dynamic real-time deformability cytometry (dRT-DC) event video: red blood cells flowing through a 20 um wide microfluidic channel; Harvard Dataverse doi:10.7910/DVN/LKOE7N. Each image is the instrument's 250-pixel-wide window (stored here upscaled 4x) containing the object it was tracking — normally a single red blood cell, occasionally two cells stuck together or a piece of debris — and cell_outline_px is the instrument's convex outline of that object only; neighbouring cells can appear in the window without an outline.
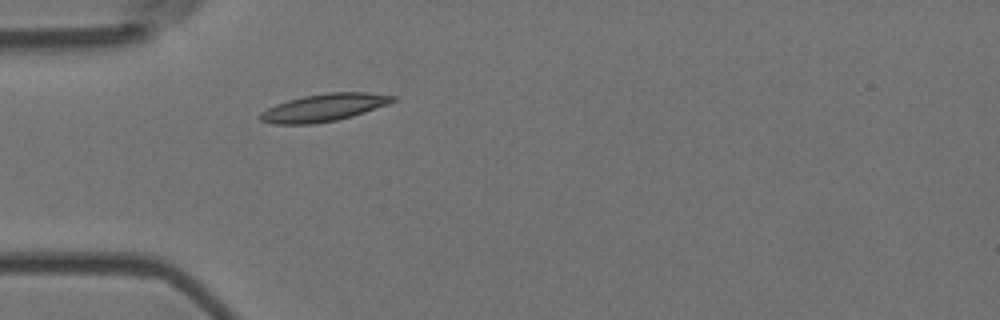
{"species": "Egyptian fruit bat (a non-hibernating species)", "species_latin": "Rousettus aegyptiacus", "temperature_condition": "room temperature", "stored_images_in_passage": 40, "camera_frame_rate_fps": 3000, "um_per_image_px": 0.085, "animal": {"sex": "female"}, "frame": {"image": 1, "passage_image": 1, "time_ms": 0.0, "image_size_px": [1000, 320], "cell_outline_px": [[396, 100], [388, 104], [352, 116], [336, 120], [312, 124], [272, 124], [260, 120], [260, 112], [276, 104], [288, 100], [304, 96], [328, 92], [364, 92], [396, 96]], "centroid_in_image_um": [27.52, 9.14], "position_along_channel_um": 57.5, "area_um2": 21.1}}
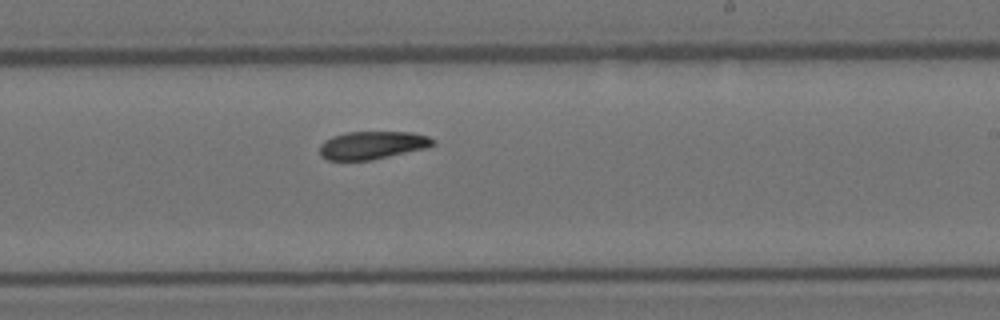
{"frame": {"image": 2, "passage_image": 18, "time_ms": 5.667, "image_size_px": [1000, 320], "cell_outline_px": [[436, 144], [428, 148], [372, 160], [328, 160], [320, 156], [320, 144], [324, 140], [332, 136], [348, 132], [412, 132], [428, 136], [436, 140]], "centroid_in_image_um": [31.68, 12.34], "position_along_channel_um": 257.3, "area_um2": 18.67}}
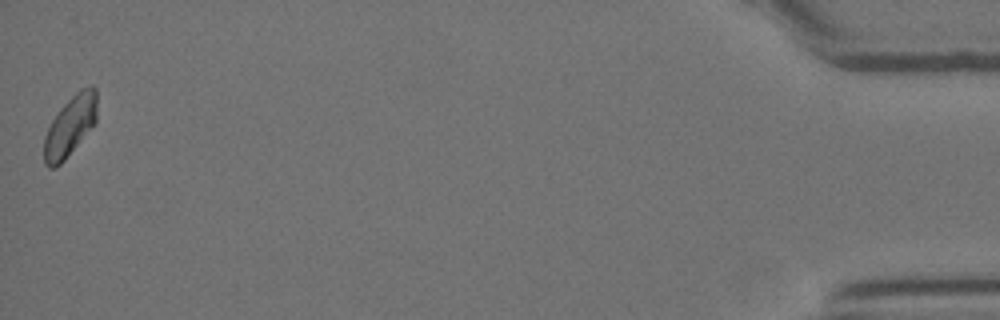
{"frame": {"image": 3, "passage_image": 40, "time_ms": 13.0, "image_size_px": [1000, 320], "cell_outline_px": [[96, 124], [64, 160], [56, 168], [48, 168], [44, 164], [44, 136], [52, 120], [60, 108], [80, 88], [88, 84], [92, 84], [96, 88]], "centroid_in_image_um": [5.97, 10.7], "position_along_channel_um": 429.2, "area_um2": 18.79}, "authors_computed_cell_mechanics": {"area_um2": 18.8717, "velocity_mm_per_s": 3.6144, "shape_relaxation_time_tau1_ms": 7.2665, "shape_relaxation_time_tau2_ms": 5.5348, "deformation_change_tau1": 0.1633, "deformation_change_tau2": 0.117}}